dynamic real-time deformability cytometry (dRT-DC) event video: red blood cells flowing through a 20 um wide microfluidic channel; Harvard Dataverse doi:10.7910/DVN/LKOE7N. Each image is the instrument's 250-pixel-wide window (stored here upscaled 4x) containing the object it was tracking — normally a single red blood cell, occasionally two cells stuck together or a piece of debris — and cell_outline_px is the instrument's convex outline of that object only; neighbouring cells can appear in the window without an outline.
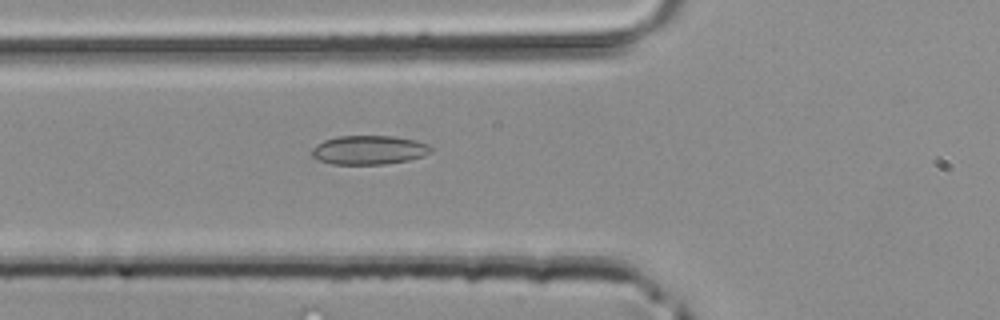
{"species": "common noctule bat (a hibernating species)", "species_latin": "Nyctalus noctula", "temperature_condition": "room temperature", "stored_images_in_passage": 26, "camera_frame_rate_fps": 3000, "um_per_image_px": 0.085, "animal": {"sex": "male", "body_mass_g": 20.4}, "frame": {"image": 1, "passage_image": 2, "time_ms": 0.333, "image_size_px": [1000, 320], "cell_outline_px": [[432, 148], [424, 156], [408, 160], [384, 164], [332, 164], [320, 160], [312, 156], [312, 148], [316, 144], [324, 140], [336, 136], [392, 136], [416, 140], [428, 144]], "centroid_in_image_um": [31.34, 12.74], "position_along_channel_um": 94.5, "area_um2": 20.06}}
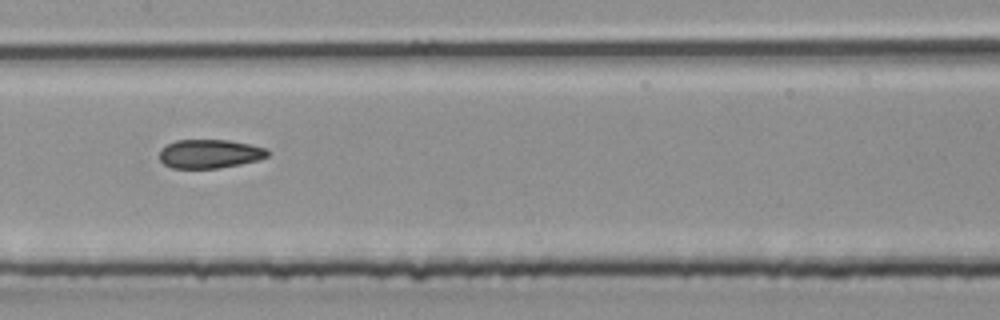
{"frame": {"image": 2, "passage_image": 8, "time_ms": 2.333, "image_size_px": [1000, 320], "cell_outline_px": [[268, 156], [260, 160], [220, 168], [172, 168], [164, 164], [160, 160], [160, 148], [176, 140], [228, 140], [268, 148]], "centroid_in_image_um": [17.83, 13.07], "position_along_channel_um": 189.6, "area_um2": 18.21}}
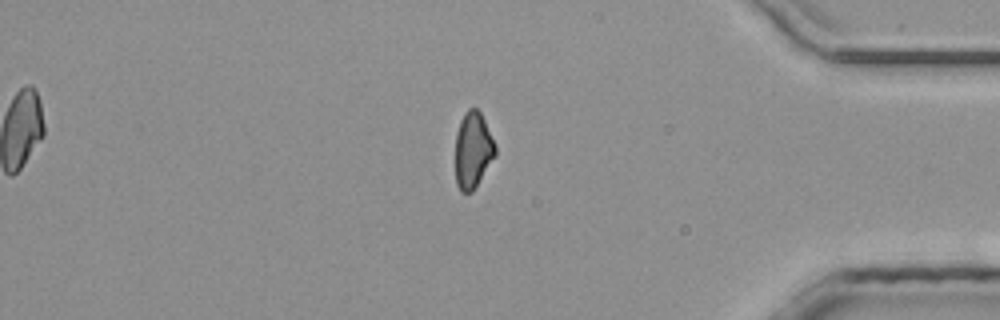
{"frame": {"image": 3, "passage_image": 23, "time_ms": 7.333, "image_size_px": [1000, 320], "cell_outline_px": [[496, 156], [472, 192], [460, 192], [456, 184], [456, 132], [460, 120], [464, 112], [468, 108], [476, 108], [480, 112], [496, 144]], "centroid_in_image_um": [40.2, 12.76], "position_along_channel_um": 395.0, "area_um2": 17.86}}